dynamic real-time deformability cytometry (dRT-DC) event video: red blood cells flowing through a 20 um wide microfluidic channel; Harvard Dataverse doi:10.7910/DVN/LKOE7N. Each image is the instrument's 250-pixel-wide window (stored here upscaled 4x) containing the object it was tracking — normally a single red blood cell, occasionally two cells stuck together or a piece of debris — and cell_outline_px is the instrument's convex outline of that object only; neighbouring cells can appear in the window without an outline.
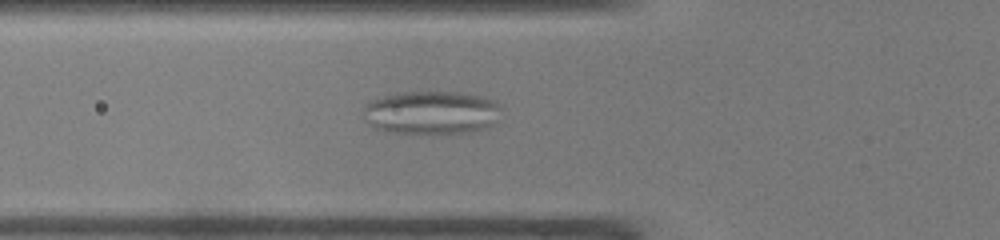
{"species": "common noctule bat (a hibernating species)", "species_latin": "Nyctalus noctula", "temperature_condition": "warm", "stored_images_in_passage": 48, "camera_frame_rate_fps": 3000, "um_per_image_px": 0.085, "animal": {"sex": "male", "body_mass_g": 19.0, "forearm_length_mm": 50.8}, "frame": {"image": 1, "passage_image": 17, "time_ms": 5.333, "image_size_px": [1000, 240], "cell_outline_px": [[500, 108], [492, 124], [484, 128], [472, 132], [448, 136], [412, 136], [388, 132], [376, 128], [372, 124], [364, 108], [368, 104], [384, 96], [396, 92], [456, 92], [480, 96], [492, 100]], "centroid_in_image_um": [36.69, 9.64], "position_along_channel_um": 89.1, "area_um2": 35.26}}
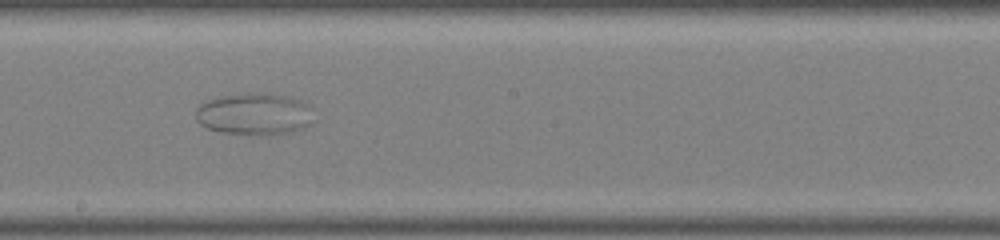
{"frame": {"image": 2, "passage_image": 27, "time_ms": 8.667, "image_size_px": [1000, 240], "cell_outline_px": [[308, 124], [304, 128], [292, 132], [268, 136], [252, 136], [220, 132], [208, 128], [200, 124], [196, 120], [196, 108], [200, 104], [208, 100], [224, 96], [244, 92], [264, 92], [284, 96], [300, 100], [308, 104]], "centroid_in_image_um": [21.55, 9.71], "position_along_channel_um": 226.6, "area_um2": 28.96}}
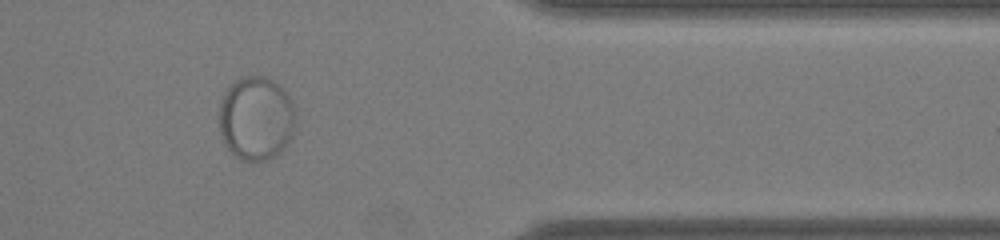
{"frame": {"image": 3, "passage_image": 40, "time_ms": 13.0, "image_size_px": [1000, 240], "cell_outline_px": [[292, 136], [284, 148], [276, 156], [268, 160], [240, 160], [228, 148], [220, 132], [220, 104], [224, 92], [236, 80], [244, 76], [264, 76], [272, 80], [284, 88], [292, 100]], "centroid_in_image_um": [21.76, 10.05], "position_along_channel_um": 389.6, "area_um2": 36.93}}